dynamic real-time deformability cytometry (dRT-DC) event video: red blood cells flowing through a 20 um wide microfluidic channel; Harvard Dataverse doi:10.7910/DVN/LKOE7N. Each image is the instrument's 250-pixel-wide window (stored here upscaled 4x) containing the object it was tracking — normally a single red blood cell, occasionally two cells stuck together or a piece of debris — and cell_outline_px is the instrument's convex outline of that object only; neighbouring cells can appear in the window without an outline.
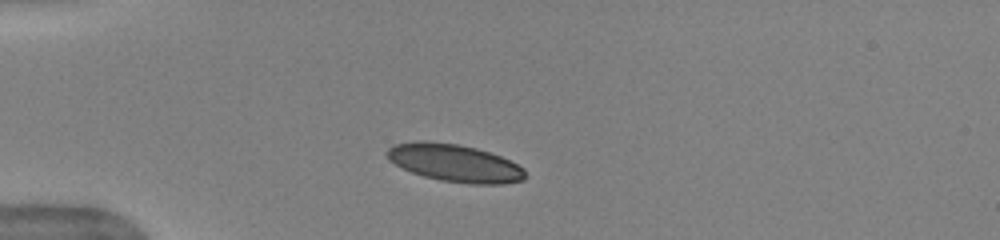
{"species": "human", "species_latin": "Homo sapiens", "temperature_condition": "warm", "stored_images_in_passage": 39, "camera_frame_rate_fps": 3000, "um_per_image_px": 0.085, "donor": {"sex": "female"}, "frame": {"image": 1, "passage_image": 1, "time_ms": 0.0, "image_size_px": [1000, 240], "cell_outline_px": [[528, 176], [524, 180], [504, 184], [468, 184], [440, 180], [424, 176], [412, 172], [388, 160], [384, 152], [392, 144], [420, 140], [424, 140], [456, 144], [476, 148], [500, 156], [524, 168]], "centroid_in_image_um": [38.64, 13.85], "position_along_channel_um": 46.4, "area_um2": 30.4}}
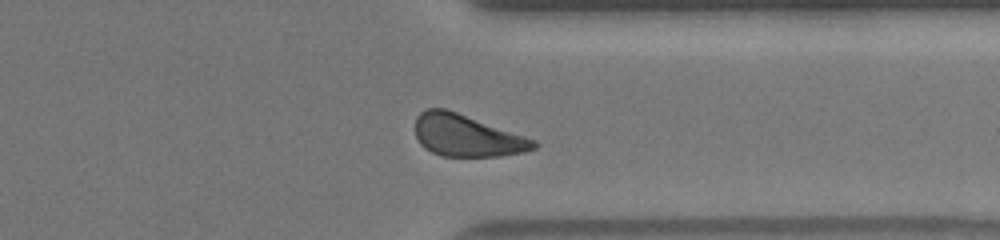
{"frame": {"image": 2, "passage_image": 28, "time_ms": 9.0, "image_size_px": [1000, 240], "cell_outline_px": [[540, 144], [536, 148], [524, 152], [500, 156], [440, 156], [424, 148], [420, 144], [416, 136], [416, 116], [420, 112], [428, 108], [444, 108], [456, 112], [536, 140]], "centroid_in_image_um": [39.67, 11.54], "position_along_channel_um": 371.7, "area_um2": 28.78}}
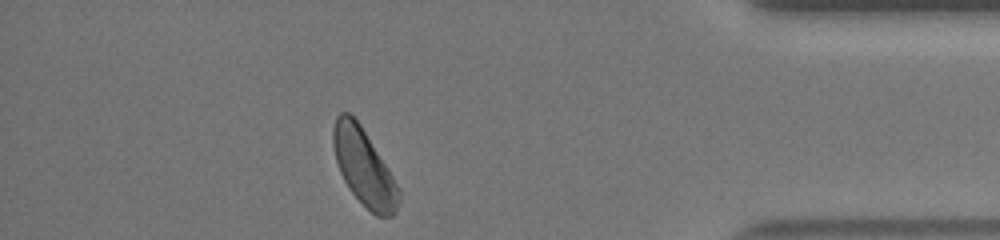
{"frame": {"image": 3, "passage_image": 33, "time_ms": 10.667, "image_size_px": [1000, 240], "cell_outline_px": [[400, 204], [396, 212], [392, 216], [376, 216], [348, 188], [340, 172], [336, 160], [332, 144], [332, 128], [336, 116], [340, 112], [348, 112], [360, 124], [400, 188]], "centroid_in_image_um": [30.93, 14.21], "position_along_channel_um": 404.3, "area_um2": 29.02}, "authors_computed_cell_mechanics": {"area_um2": 29.8826, "velocity_mm_per_s": 3.9124, "shape_relaxation_time_tau1_ms": 2.5447, "shape_relaxation_time_tau2_ms": 2.5824, "deformation_change_tau1": 0.0929, "deformation_change_tau2": 0.0771}}